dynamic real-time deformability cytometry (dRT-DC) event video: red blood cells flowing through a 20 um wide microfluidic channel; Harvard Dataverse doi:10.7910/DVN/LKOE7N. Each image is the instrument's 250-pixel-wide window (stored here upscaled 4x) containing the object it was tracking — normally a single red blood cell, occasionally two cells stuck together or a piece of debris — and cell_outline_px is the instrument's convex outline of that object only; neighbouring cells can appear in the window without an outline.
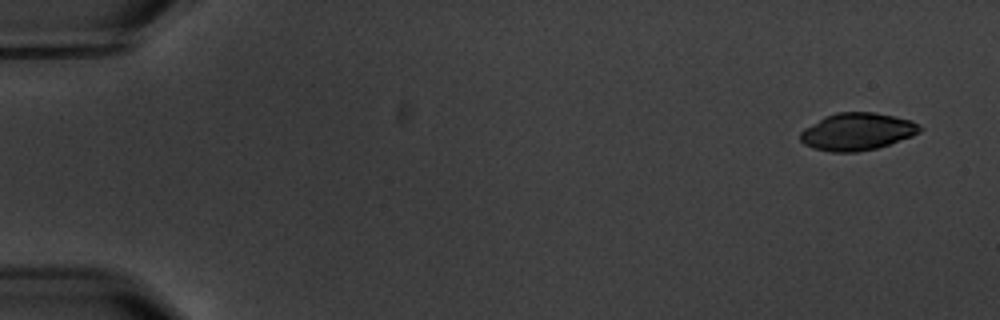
{"species": "common noctule bat (a hibernating species)", "species_latin": "Nyctalus noctula", "temperature_condition": "warm", "stored_images_in_passage": 4, "camera_frame_rate_fps": 3000, "um_per_image_px": 0.085, "animal": {"sex": "male", "body_mass_g": 20.1, "forearm_length_mm": 53.5}, "frame": {"image": 1, "passage_image": 1, "time_ms": 0.0, "image_size_px": [1000, 320], "cell_outline_px": [[924, 128], [920, 132], [912, 136], [876, 148], [856, 152], [832, 152], [812, 148], [804, 144], [800, 140], [800, 132], [804, 128], [824, 116], [836, 112], [872, 112], [912, 120], [920, 124]], "centroid_in_image_um": [72.85, 11.18], "position_along_channel_um": 12.2, "area_um2": 26.07}}
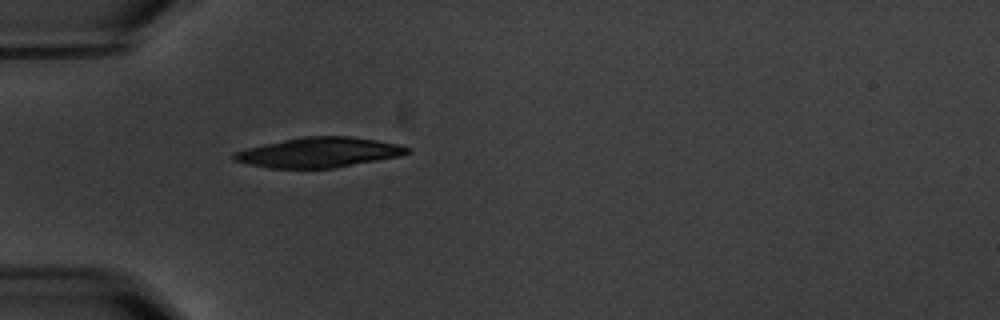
{"frame": {"image": 2, "passage_image": 4, "time_ms": 5.0, "image_size_px": [1000, 320], "cell_outline_px": [[408, 152], [400, 156], [332, 168], [268, 168], [248, 164], [232, 160], [232, 152], [244, 148], [304, 136], [348, 136], [376, 140], [400, 144], [408, 148]], "centroid_in_image_um": [27.04, 12.95], "position_along_channel_um": 58.0, "area_um2": 30.11}}